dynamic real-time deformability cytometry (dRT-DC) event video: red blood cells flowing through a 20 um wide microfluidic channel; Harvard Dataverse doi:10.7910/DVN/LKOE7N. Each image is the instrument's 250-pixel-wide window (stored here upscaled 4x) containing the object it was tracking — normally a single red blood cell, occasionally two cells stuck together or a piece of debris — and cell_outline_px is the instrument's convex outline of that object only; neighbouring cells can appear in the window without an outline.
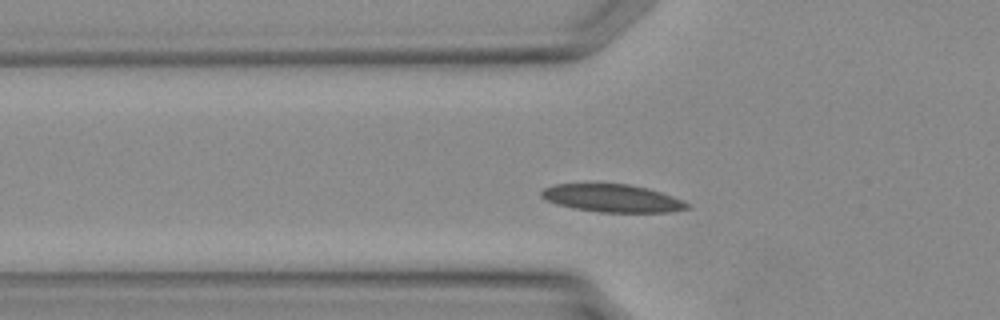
{"species": "Egyptian fruit bat (a non-hibernating species)", "species_latin": "Rousettus aegyptiacus", "temperature_condition": "warm", "stored_images_in_passage": 14, "camera_frame_rate_fps": 3000, "um_per_image_px": 0.085, "animal": {"sex": "female"}, "frame": {"image": 1, "passage_image": 6, "time_ms": 1.667, "image_size_px": [1000, 320], "cell_outline_px": [[692, 204], [688, 208], [672, 212], [600, 212], [572, 208], [556, 204], [544, 200], [540, 196], [540, 192], [544, 188], [552, 184], [628, 184], [648, 188], [684, 200]], "centroid_in_image_um": [52.03, 16.85], "position_along_channel_um": 73.8, "area_um2": 23.76}}
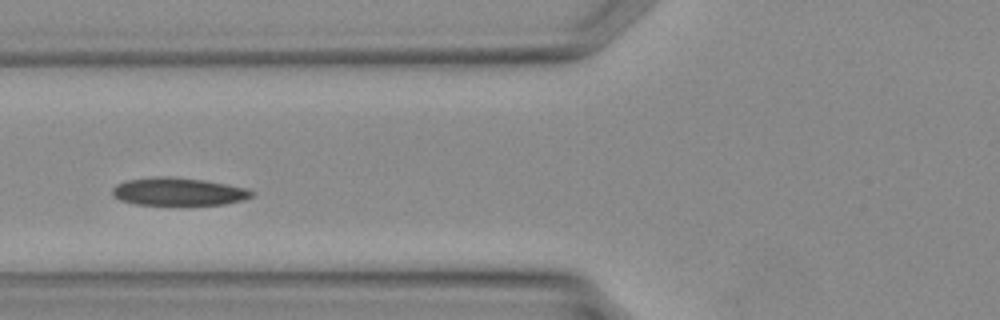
{"frame": {"image": 2, "passage_image": 8, "time_ms": 2.333, "image_size_px": [1000, 320], "cell_outline_px": [[256, 192], [252, 196], [244, 200], [224, 204], [136, 204], [120, 200], [112, 196], [112, 188], [116, 184], [124, 180], [156, 176], [176, 176], [204, 180], [248, 188]], "centroid_in_image_um": [15.15, 16.27], "position_along_channel_um": 110.6, "area_um2": 22.77}}
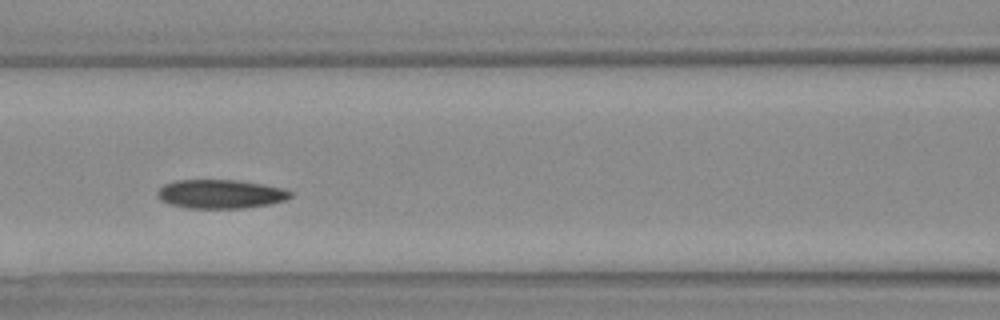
{"frame": {"image": 3, "passage_image": 10, "time_ms": 3.0, "image_size_px": [1000, 320], "cell_outline_px": [[292, 196], [284, 200], [268, 204], [244, 208], [188, 208], [168, 204], [160, 200], [156, 192], [164, 184], [176, 180], [236, 180], [284, 188], [292, 192]], "centroid_in_image_um": [18.71, 16.49], "position_along_channel_um": 147.9, "area_um2": 22.31}}